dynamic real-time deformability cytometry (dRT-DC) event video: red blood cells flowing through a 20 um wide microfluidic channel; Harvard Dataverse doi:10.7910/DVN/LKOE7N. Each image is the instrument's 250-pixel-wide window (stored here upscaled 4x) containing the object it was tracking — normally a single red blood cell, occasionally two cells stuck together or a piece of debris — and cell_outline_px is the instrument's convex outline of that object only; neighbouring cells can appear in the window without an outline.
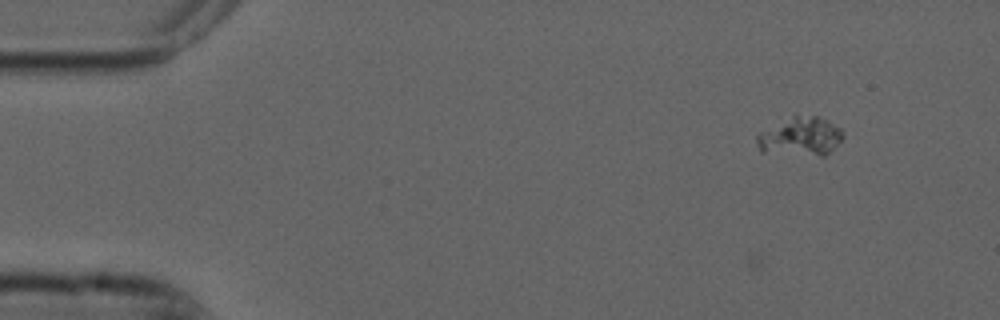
{"species": "common noctule bat (a hibernating species)", "species_latin": "Nyctalus noctula", "temperature_condition": "cold", "stored_images_in_passage": 6, "camera_frame_rate_fps": 3000, "um_per_image_px": 0.085, "animal": {"sex": "male", "forearm_length_mm": 52.5}, "frame": {"image": 1, "passage_image": 1, "time_ms": 0.0, "image_size_px": [1000, 320], "cell_outline_px": [[844, 136], [824, 156], [820, 156], [760, 152], [756, 140], [756, 136], [760, 132], [792, 116], [816, 116], [828, 120], [840, 128]], "centroid_in_image_um": [68.02, 11.62], "position_along_channel_um": 17.0, "area_um2": 19.13}}